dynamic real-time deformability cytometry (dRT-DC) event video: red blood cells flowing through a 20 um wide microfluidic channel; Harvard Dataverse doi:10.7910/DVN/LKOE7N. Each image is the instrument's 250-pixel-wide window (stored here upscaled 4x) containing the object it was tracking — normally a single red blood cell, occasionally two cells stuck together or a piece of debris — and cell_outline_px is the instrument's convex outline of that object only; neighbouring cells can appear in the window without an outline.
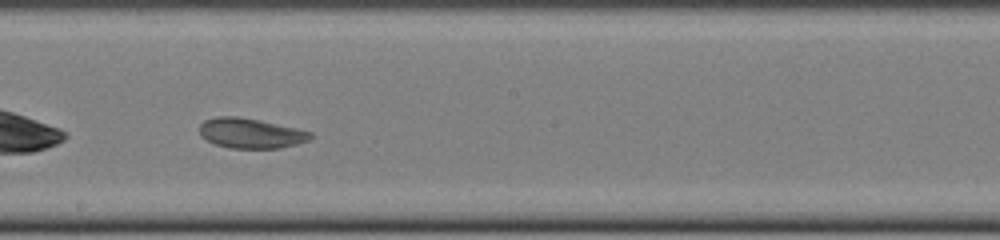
{"species": "common noctule bat (a hibernating species)", "species_latin": "Nyctalus noctula", "temperature_condition": "cold", "stored_images_in_passage": 32, "camera_frame_rate_fps": 3000, "um_per_image_px": 0.085, "animal": {"sex": "female", "body_mass_g": 22.0, "forearm_length_mm": 56.7}, "frame": {"image": 1, "passage_image": 19, "time_ms": 6.0, "image_size_px": [1000, 240], "cell_outline_px": [[312, 136], [308, 140], [296, 144], [280, 148], [228, 148], [216, 144], [200, 136], [200, 124], [204, 120], [216, 116], [236, 116], [260, 120], [296, 128], [312, 132]], "centroid_in_image_um": [21.29, 11.32], "position_along_channel_um": 226.9, "area_um2": 19.36}}